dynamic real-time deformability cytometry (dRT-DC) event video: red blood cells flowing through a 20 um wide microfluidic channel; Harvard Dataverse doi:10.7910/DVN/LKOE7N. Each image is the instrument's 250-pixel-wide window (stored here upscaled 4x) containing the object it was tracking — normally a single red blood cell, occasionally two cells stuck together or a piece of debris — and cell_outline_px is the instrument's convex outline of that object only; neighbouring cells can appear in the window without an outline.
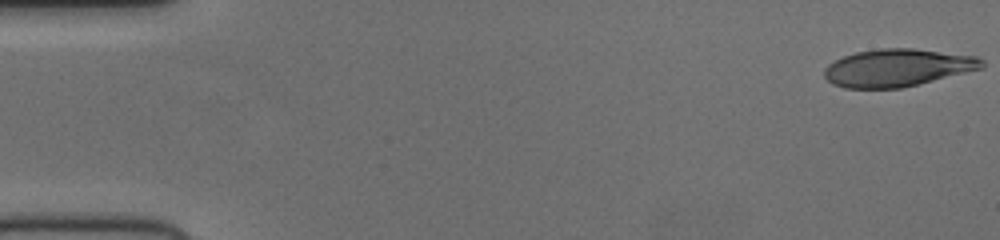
{"species": "human", "species_latin": "Homo sapiens", "temperature_condition": "cold", "stored_images_in_passage": 53, "camera_frame_rate_fps": 3000, "um_per_image_px": 0.085, "donor": {"sex": "female"}, "frame": {"image": 1, "passage_image": 1, "time_ms": 0.0, "image_size_px": [1000, 240], "cell_outline_px": [[984, 68], [900, 88], [844, 88], [832, 84], [824, 76], [824, 68], [828, 64], [844, 56], [856, 52], [880, 48], [912, 48], [976, 56], [984, 60]], "centroid_in_image_um": [76.28, 5.75], "position_along_channel_um": 8.7, "area_um2": 34.33}}
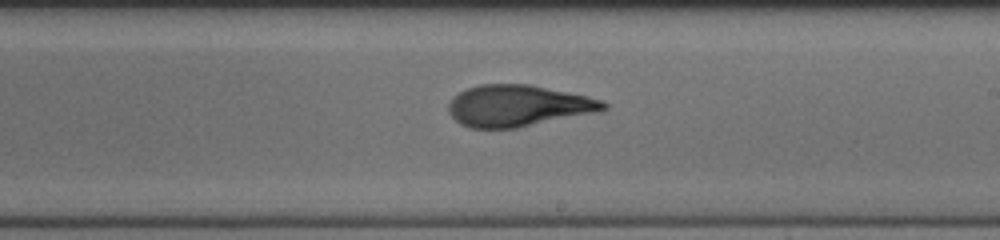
{"frame": {"image": 2, "passage_image": 31, "time_ms": 10.0, "image_size_px": [1000, 240], "cell_outline_px": [[608, 108], [600, 112], [516, 128], [468, 128], [460, 124], [448, 112], [448, 104], [460, 92], [468, 88], [480, 84], [532, 84], [588, 96], [600, 100], [608, 104]], "centroid_in_image_um": [44.07, 8.99], "position_along_channel_um": 244.9, "area_um2": 37.57}}
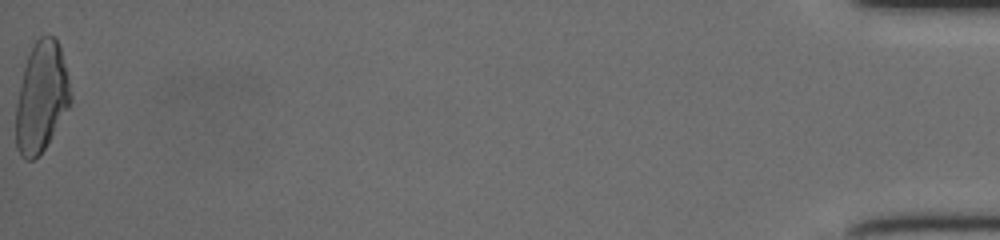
{"frame": {"image": 3, "passage_image": 53, "time_ms": 17.333, "image_size_px": [1000, 240], "cell_outline_px": [[72, 100], [68, 108], [44, 148], [32, 160], [24, 160], [20, 156], [16, 148], [16, 104], [24, 68], [32, 44], [40, 36], [52, 36], [56, 40], [60, 48], [72, 96]], "centroid_in_image_um": [3.5, 8.27], "position_along_channel_um": 431.7, "area_um2": 34.51}}